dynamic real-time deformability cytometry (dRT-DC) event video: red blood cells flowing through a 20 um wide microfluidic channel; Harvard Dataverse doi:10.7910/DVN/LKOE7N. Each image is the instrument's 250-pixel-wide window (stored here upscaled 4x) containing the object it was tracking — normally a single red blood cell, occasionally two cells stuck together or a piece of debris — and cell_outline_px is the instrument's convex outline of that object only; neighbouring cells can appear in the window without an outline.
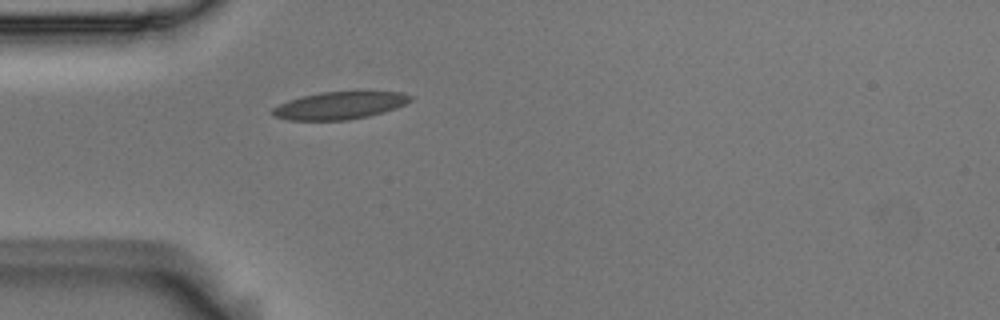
{"species": "Egyptian fruit bat (a non-hibernating species)", "species_latin": "Rousettus aegyptiacus", "temperature_condition": "room temperature", "stored_images_in_passage": 39, "camera_frame_rate_fps": 3000, "um_per_image_px": 0.085, "animal": {"sex": "male"}, "frame": {"image": 1, "passage_image": 1, "time_ms": 0.0, "image_size_px": [1000, 320], "cell_outline_px": [[412, 100], [396, 108], [384, 112], [368, 116], [348, 120], [288, 120], [272, 116], [268, 112], [272, 108], [288, 100], [300, 96], [320, 92], [360, 88], [404, 92], [412, 96]], "centroid_in_image_um": [28.92, 8.9], "position_along_channel_um": 56.1, "area_um2": 23.41}}
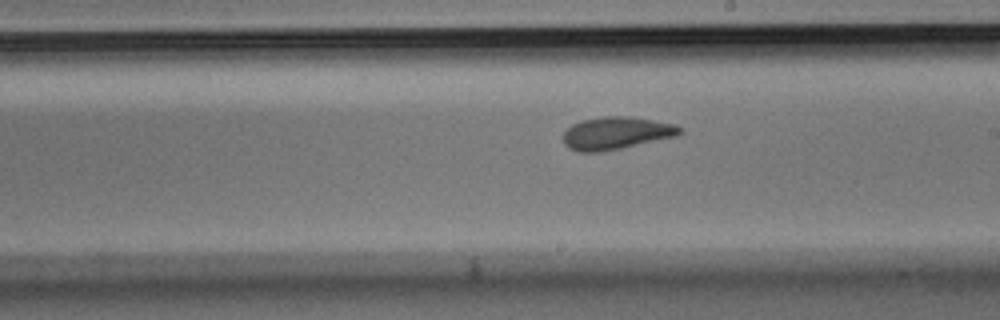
{"frame": {"image": 2, "passage_image": 16, "time_ms": 5.0, "image_size_px": [1000, 320], "cell_outline_px": [[684, 132], [676, 136], [620, 148], [600, 152], [576, 152], [568, 148], [564, 144], [564, 132], [572, 124], [580, 120], [604, 116], [632, 116], [676, 124], [684, 128]], "centroid_in_image_um": [52.39, 11.3], "position_along_channel_um": 236.6, "area_um2": 22.31}}
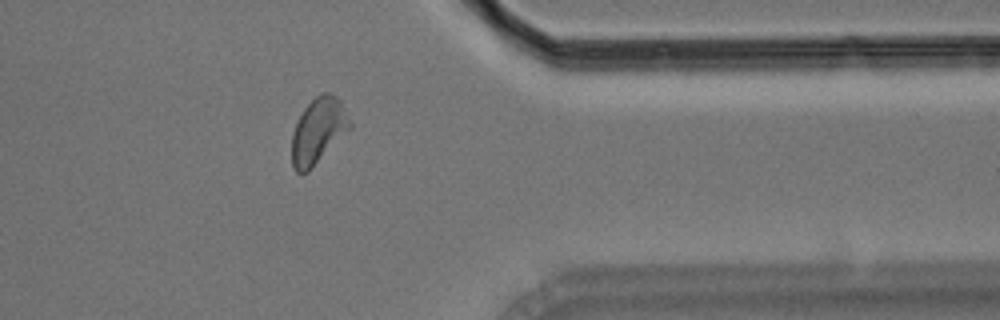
{"frame": {"image": 3, "passage_image": 29, "time_ms": 9.333, "image_size_px": [1000, 320], "cell_outline_px": [[352, 128], [308, 172], [296, 172], [292, 168], [292, 132], [296, 120], [304, 108], [320, 92], [328, 92], [336, 96], [340, 100], [352, 124]], "centroid_in_image_um": [27.05, 11.12], "position_along_channel_um": 384.4, "area_um2": 22.43}, "authors_computed_cell_mechanics": {"area_um2": 21.7328, "velocity_mm_per_s": 3.7004, "shape_relaxation_time_tau1_ms": 5.8077, "shape_relaxation_time_tau2_ms": 2.1793, "deformation_change_tau1": 0.1373, "deformation_change_tau2": 0.0715}}